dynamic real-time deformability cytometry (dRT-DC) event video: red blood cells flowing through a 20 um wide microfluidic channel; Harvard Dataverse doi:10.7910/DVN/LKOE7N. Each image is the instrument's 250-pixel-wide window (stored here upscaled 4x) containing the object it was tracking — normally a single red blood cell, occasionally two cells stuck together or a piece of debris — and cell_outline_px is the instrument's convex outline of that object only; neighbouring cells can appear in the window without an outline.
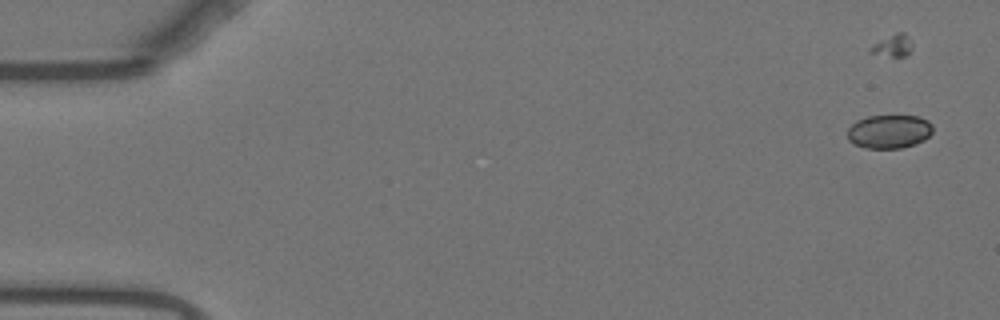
{"species": "Egyptian fruit bat (a non-hibernating species)", "species_latin": "Rousettus aegyptiacus", "temperature_condition": "warm", "stored_images_in_passage": 45, "camera_frame_rate_fps": 3000, "um_per_image_px": 0.085, "animal": {"sex": "female"}, "frame": {"image": 1, "passage_image": 4, "time_ms": 1.0, "image_size_px": [1000, 320], "cell_outline_px": [[932, 132], [924, 140], [900, 148], [868, 148], [856, 144], [848, 140], [848, 128], [856, 120], [868, 116], [920, 116], [928, 120], [932, 124]], "centroid_in_image_um": [75.58, 11.16], "position_along_channel_um": 9.4, "area_um2": 16.59}}
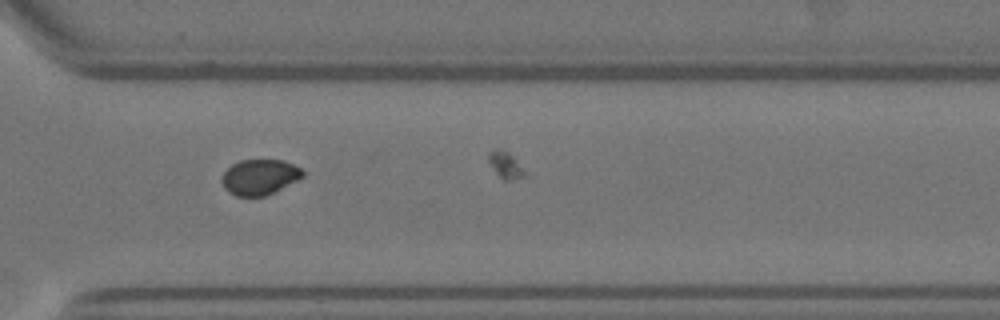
{"frame": {"image": 2, "passage_image": 42, "time_ms": 13.667, "image_size_px": [1000, 320], "cell_outline_px": [[304, 176], [264, 196], [236, 196], [228, 192], [224, 188], [220, 180], [220, 176], [232, 164], [240, 160], [284, 160], [300, 168], [304, 172]], "centroid_in_image_um": [22.01, 15.04], "position_along_channel_um": 348.6, "area_um2": 16.59}, "authors_computed_cell_mechanics": {"area_um2": 17.1666, "velocity_mm_per_s": 3.7406, "shape_relaxation_time_tau1_ms": null, "shape_relaxation_time_tau2_ms": 2.3862, "deformation_change_tau1": null, "deformation_change_tau2": 0.0256}}